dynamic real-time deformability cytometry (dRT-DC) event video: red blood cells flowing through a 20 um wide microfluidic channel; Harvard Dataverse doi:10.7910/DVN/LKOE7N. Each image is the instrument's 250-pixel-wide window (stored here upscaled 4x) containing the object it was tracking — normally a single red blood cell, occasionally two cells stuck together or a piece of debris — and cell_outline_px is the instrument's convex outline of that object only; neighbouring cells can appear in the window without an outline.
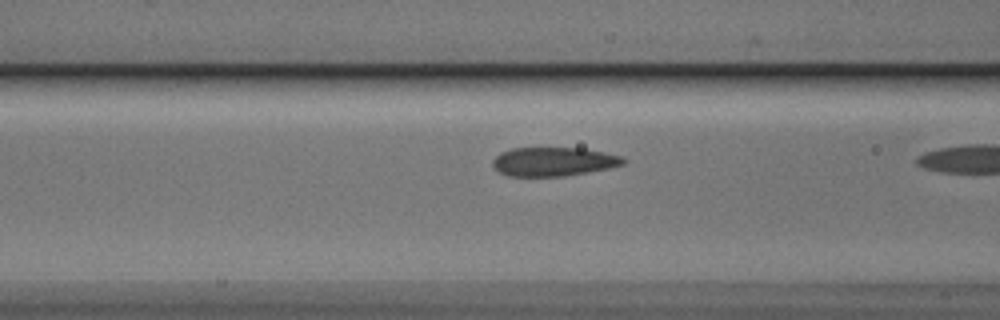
{"species": "Egyptian fruit bat (a non-hibernating species)", "species_latin": "Rousettus aegyptiacus", "temperature_condition": "cold", "stored_images_in_passage": 13, "camera_frame_rate_fps": 3000, "um_per_image_px": 0.085, "animal": {"sex": "male"}, "frame": {"image": 1, "passage_image": 11, "time_ms": 3.333, "image_size_px": [1000, 320], "cell_outline_px": [[628, 160], [624, 164], [608, 168], [588, 172], [564, 176], [508, 176], [500, 172], [492, 164], [492, 160], [500, 152], [512, 148], [584, 148], [624, 156]], "centroid_in_image_um": [47.08, 13.73], "position_along_channel_um": 119.5, "area_um2": 22.08}}